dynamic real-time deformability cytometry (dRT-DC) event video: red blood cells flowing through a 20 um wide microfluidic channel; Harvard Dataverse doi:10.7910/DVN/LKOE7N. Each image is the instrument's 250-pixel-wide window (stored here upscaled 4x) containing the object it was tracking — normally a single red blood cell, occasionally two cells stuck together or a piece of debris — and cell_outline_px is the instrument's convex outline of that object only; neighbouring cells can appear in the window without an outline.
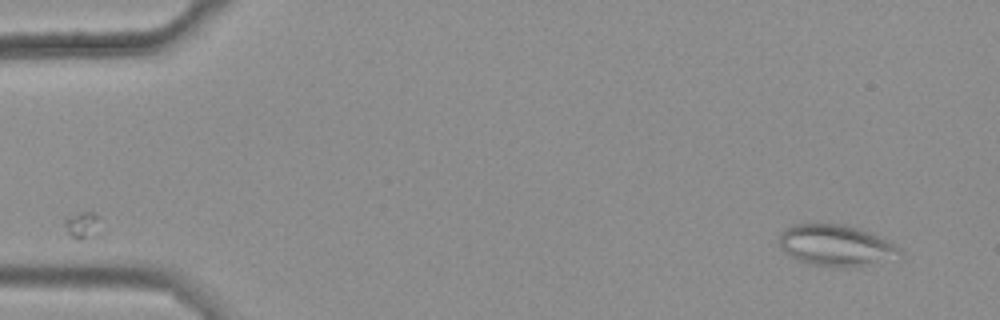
{"species": "common noctule bat (a hibernating species)", "species_latin": "Nyctalus noctula", "temperature_condition": "warm", "stored_images_in_passage": 44, "camera_frame_rate_fps": 3000, "um_per_image_px": 0.085, "animal": {"sex": "female", "body_mass_g": 25.1}, "frame": {"image": 1, "passage_image": 1, "time_ms": 0.0, "image_size_px": [1000, 320], "cell_outline_px": [[904, 252], [852, 268], [836, 268], [808, 264], [784, 252], [780, 248], [780, 232], [784, 228], [792, 224], [844, 224], [860, 228], [872, 232], [888, 240], [900, 248]], "centroid_in_image_um": [70.99, 20.84], "position_along_channel_um": 14.0, "area_um2": 28.84}}
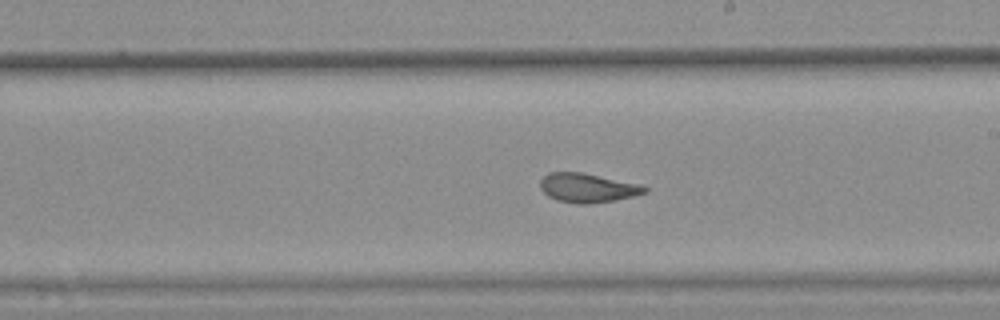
{"frame": {"image": 2, "passage_image": 29, "time_ms": 9.333, "image_size_px": [1000, 320], "cell_outline_px": [[648, 192], [616, 200], [588, 204], [576, 204], [556, 200], [548, 196], [540, 188], [540, 180], [548, 172], [584, 172], [636, 184], [648, 188]], "centroid_in_image_um": [49.89, 15.97], "position_along_channel_um": 239.1, "area_um2": 17.69}}
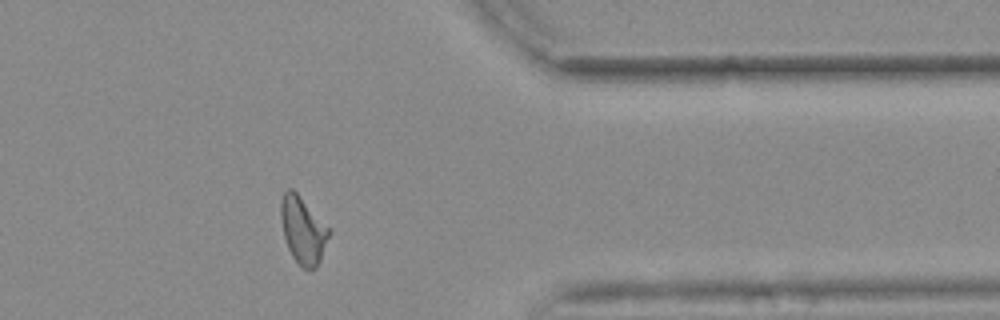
{"frame": {"image": 3, "passage_image": 42, "time_ms": 13.667, "image_size_px": [1000, 320], "cell_outline_px": [[332, 232], [320, 260], [316, 268], [312, 272], [308, 272], [292, 256], [288, 248], [284, 236], [280, 216], [280, 200], [284, 192], [288, 188], [292, 188], [296, 192]], "centroid_in_image_um": [25.75, 19.59], "position_along_channel_um": 385.7, "area_um2": 18.73}, "authors_computed_cell_mechanics": {"area_um2": 18.6983, "velocity_mm_per_s": 3.6914, "shape_relaxation_time_tau1_ms": null, "shape_relaxation_time_tau2_ms": 1.6584, "deformation_change_tau1": null, "deformation_change_tau2": 0.0967}}